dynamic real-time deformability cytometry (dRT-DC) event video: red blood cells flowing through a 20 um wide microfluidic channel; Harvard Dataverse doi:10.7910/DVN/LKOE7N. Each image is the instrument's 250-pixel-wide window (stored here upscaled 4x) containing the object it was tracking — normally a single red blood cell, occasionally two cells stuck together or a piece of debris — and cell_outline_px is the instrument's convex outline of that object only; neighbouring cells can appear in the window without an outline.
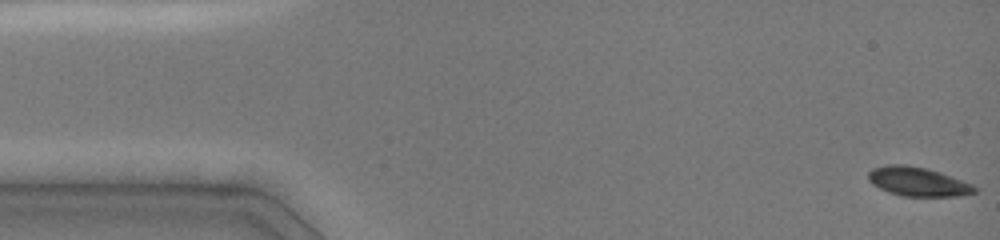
{"species": "common noctule bat (a hibernating species)", "species_latin": "Nyctalus noctula", "temperature_condition": "cold", "stored_images_in_passage": 11, "camera_frame_rate_fps": 3000, "um_per_image_px": 0.085, "animal": {"sex": "female", "body_mass_g": 19.0, "forearm_length_mm": 51.5}, "frame": {"image": 1, "passage_image": 1, "time_ms": 0.0, "image_size_px": [1000, 240], "cell_outline_px": [[976, 192], [960, 196], [900, 196], [888, 192], [872, 184], [868, 180], [868, 172], [872, 168], [888, 164], [904, 164], [924, 168], [940, 172], [972, 184], [976, 188]], "centroid_in_image_um": [77.98, 15.44], "position_along_channel_um": 7.0, "area_um2": 17.98}}
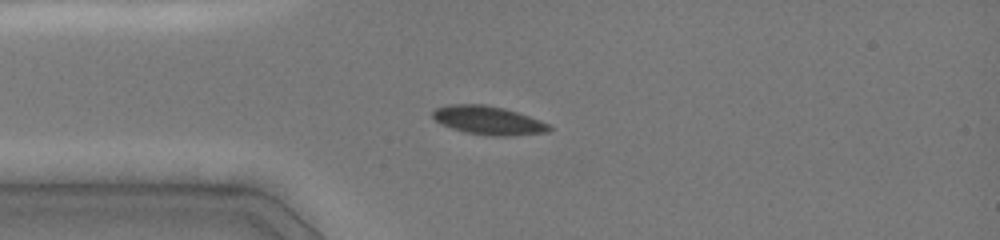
{"frame": {"image": 2, "passage_image": 10, "time_ms": 3.667, "image_size_px": [1000, 240], "cell_outline_px": [[552, 128], [548, 132], [508, 136], [492, 136], [464, 132], [452, 128], [436, 120], [432, 116], [432, 112], [436, 108], [448, 104], [484, 104], [504, 108], [540, 120], [548, 124]], "centroid_in_image_um": [41.5, 10.23], "position_along_channel_um": 43.5, "area_um2": 19.25}}